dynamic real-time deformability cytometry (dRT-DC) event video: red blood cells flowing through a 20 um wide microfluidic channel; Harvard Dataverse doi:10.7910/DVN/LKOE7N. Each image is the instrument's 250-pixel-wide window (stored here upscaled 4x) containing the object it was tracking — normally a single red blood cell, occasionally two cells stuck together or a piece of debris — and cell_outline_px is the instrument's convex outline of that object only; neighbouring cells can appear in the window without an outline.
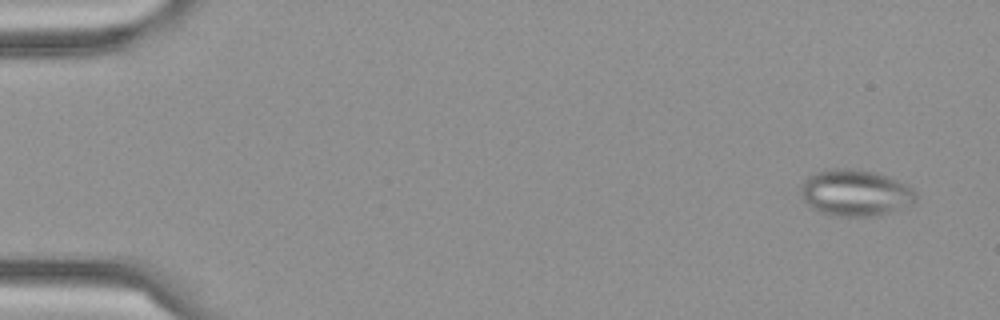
{"species": "Egyptian fruit bat (a non-hibernating species)", "species_latin": "Rousettus aegyptiacus", "temperature_condition": "cold", "stored_images_in_passage": 59, "segment_of_instrument_passage": [1, 2], "camera_frame_rate_fps": 3000, "um_per_image_px": 0.085, "frame": {"image": 1, "passage_image": 4, "time_ms": 1.0, "image_size_px": [1000, 320], "cell_outline_px": [[916, 200], [912, 204], [876, 216], [840, 216], [820, 212], [808, 204], [804, 200], [800, 188], [804, 180], [808, 176], [816, 172], [832, 168], [848, 168], [876, 172], [888, 176], [912, 188], [916, 192]], "centroid_in_image_um": [72.7, 16.38], "position_along_channel_um": 12.3, "area_um2": 30.92}}
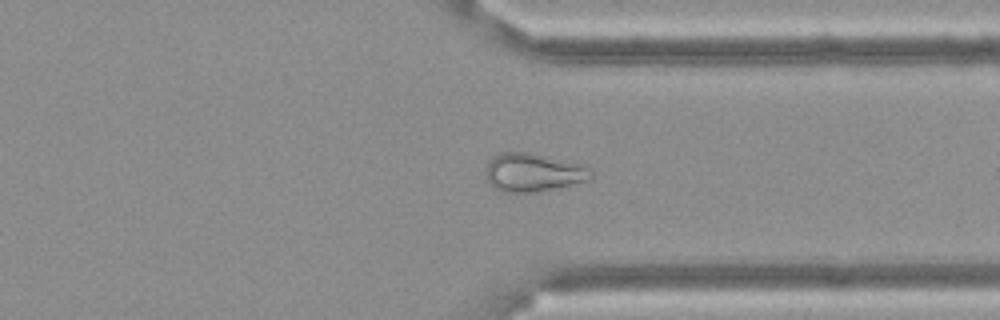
{"frame": {"image": 2, "passage_image": 45, "time_ms": 14.667, "image_size_px": [1000, 320], "cell_outline_px": [[592, 180], [556, 188], [536, 192], [504, 192], [488, 184], [488, 160], [504, 152], [524, 152], [544, 156], [580, 164], [588, 168], [592, 172]], "centroid_in_image_um": [45.35, 14.68], "position_along_channel_um": 366.1, "area_um2": 23.06}}
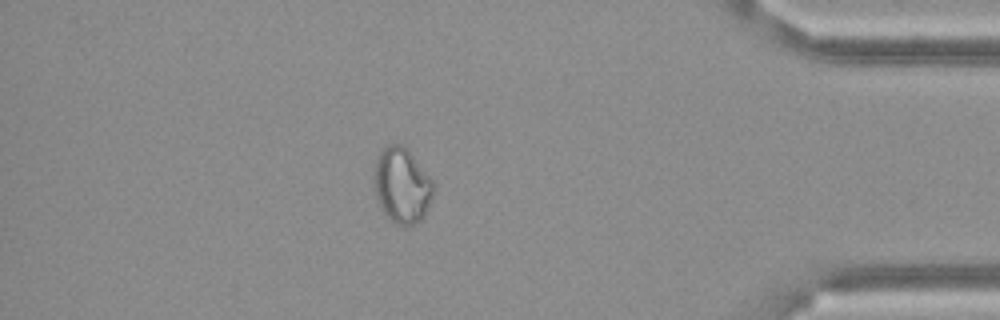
{"frame": {"image": 3, "passage_image": 51, "time_ms": 16.667, "image_size_px": [1000, 320], "cell_outline_px": [[436, 184], [428, 208], [424, 216], [420, 220], [412, 224], [396, 224], [380, 208], [376, 196], [376, 160], [384, 144], [396, 140], [404, 144], [408, 148]], "centroid_in_image_um": [34.2, 15.68], "position_along_channel_um": 401.0, "area_um2": 26.18}}